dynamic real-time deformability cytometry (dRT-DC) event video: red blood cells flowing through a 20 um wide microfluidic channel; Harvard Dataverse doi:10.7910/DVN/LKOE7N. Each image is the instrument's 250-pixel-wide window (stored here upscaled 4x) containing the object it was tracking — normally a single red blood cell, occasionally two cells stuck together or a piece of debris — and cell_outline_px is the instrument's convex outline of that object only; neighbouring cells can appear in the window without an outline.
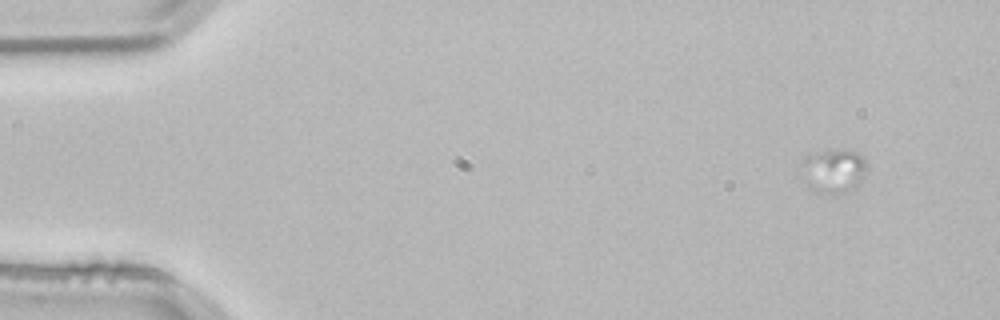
{"species": "common noctule bat (a hibernating species)", "species_latin": "Nyctalus noctula", "temperature_condition": "room temperature", "stored_images_in_passage": 4, "camera_frame_rate_fps": 3000, "um_per_image_px": 0.085, "animal": {"sex": "male", "body_mass_g": 21.5, "forearm_length_mm": 52.0}, "frame": {"image": 1, "passage_image": 1, "time_ms": 0.0, "image_size_px": [1000, 320], "cell_outline_px": [[864, 176], [856, 188], [836, 196], [820, 192], [808, 188], [804, 160], [804, 156], [808, 152], [840, 148], [860, 152], [864, 156]], "centroid_in_image_um": [70.9, 14.5], "position_along_channel_um": 14.1, "area_um2": 16.94}}
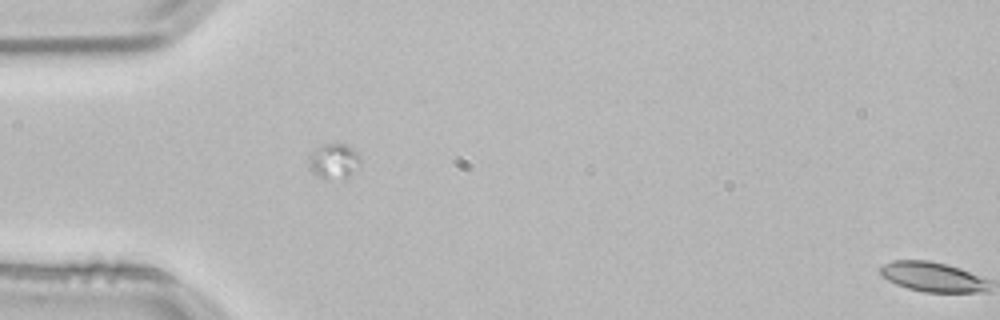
{"frame": {"image": 2, "passage_image": 4, "time_ms": 1.0, "image_size_px": [1000, 320], "cell_outline_px": [[360, 164], [348, 176], [316, 176], [308, 168], [308, 156], [320, 144], [344, 144], [352, 148], [360, 156]], "centroid_in_image_um": [28.33, 13.63], "position_along_channel_um": 56.7, "area_um2": 10.17}}